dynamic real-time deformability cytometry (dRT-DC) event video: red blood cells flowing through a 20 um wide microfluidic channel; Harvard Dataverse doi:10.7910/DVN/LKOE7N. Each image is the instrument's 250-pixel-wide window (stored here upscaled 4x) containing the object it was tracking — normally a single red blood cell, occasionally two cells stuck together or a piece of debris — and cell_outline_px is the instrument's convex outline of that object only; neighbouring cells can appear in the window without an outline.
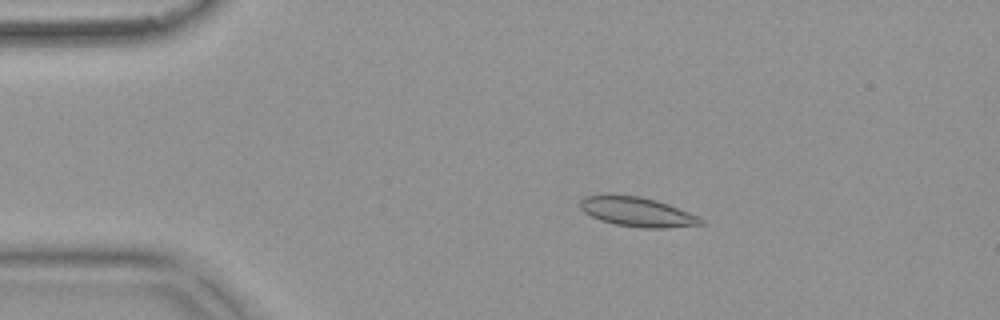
{"species": "common noctule bat (a hibernating species)", "species_latin": "Nyctalus noctula", "temperature_condition": "warm", "stored_images_in_passage": 54, "camera_frame_rate_fps": 3000, "um_per_image_px": 0.085, "animal": {"sex": "female", "body_mass_g": 18.4}, "frame": {"image": 1, "passage_image": 10, "time_ms": 3.0, "image_size_px": [1000, 320], "cell_outline_px": [[704, 224], [664, 228], [640, 228], [616, 224], [600, 220], [584, 212], [580, 208], [580, 200], [584, 196], [640, 196], [656, 200], [668, 204], [688, 212], [704, 220]], "centroid_in_image_um": [54.17, 18.03], "position_along_channel_um": 30.8, "area_um2": 20.29}}
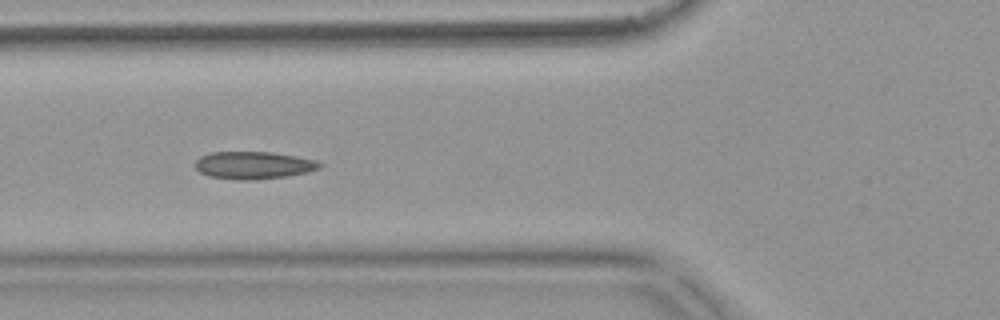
{"frame": {"image": 2, "passage_image": 20, "time_ms": 6.333, "image_size_px": [1000, 320], "cell_outline_px": [[324, 164], [320, 168], [304, 172], [284, 176], [248, 180], [236, 180], [208, 176], [200, 172], [196, 168], [196, 160], [200, 156], [212, 152], [272, 152], [296, 156], [316, 160]], "centroid_in_image_um": [21.53, 14.03], "position_along_channel_um": 104.3, "area_um2": 19.77}}
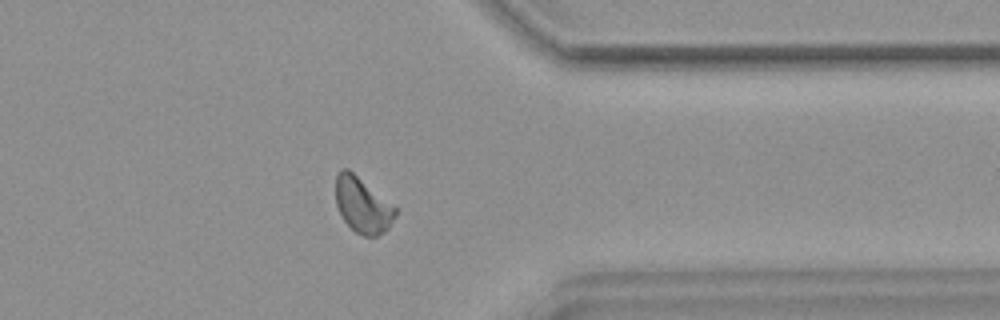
{"frame": {"image": 3, "passage_image": 43, "time_ms": 14.0, "image_size_px": [1000, 320], "cell_outline_px": [[396, 216], [388, 228], [384, 232], [376, 236], [364, 236], [356, 232], [344, 220], [336, 204], [336, 172], [340, 168], [348, 168], [396, 208]], "centroid_in_image_um": [30.8, 17.42], "position_along_channel_um": 380.6, "area_um2": 19.02}, "authors_computed_cell_mechanics": {"area_um2": 19.2185, "velocity_mm_per_s": 3.7215, "shape_relaxation_time_tau1_ms": null, "shape_relaxation_time_tau2_ms": 2.0058, "deformation_change_tau1": null, "deformation_change_tau2": 0.0576}}